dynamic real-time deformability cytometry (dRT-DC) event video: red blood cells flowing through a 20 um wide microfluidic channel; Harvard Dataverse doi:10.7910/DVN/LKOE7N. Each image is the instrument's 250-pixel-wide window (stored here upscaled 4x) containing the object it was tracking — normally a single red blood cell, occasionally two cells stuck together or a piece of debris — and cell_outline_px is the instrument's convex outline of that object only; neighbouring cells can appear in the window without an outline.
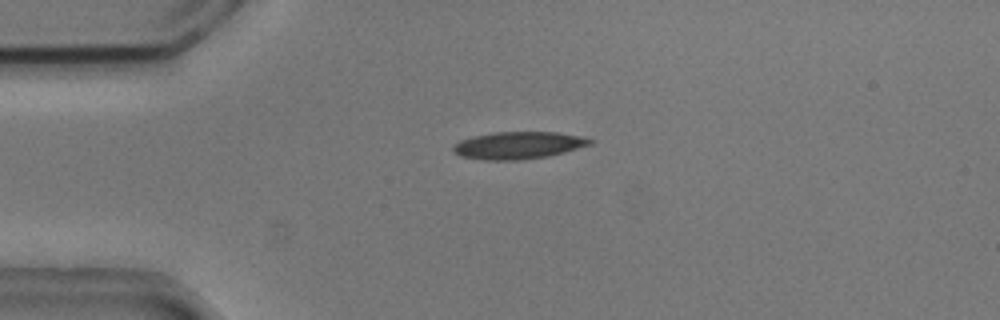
{"species": "common noctule bat (a hibernating species)", "species_latin": "Nyctalus noctula", "temperature_condition": "cold", "stored_images_in_passage": 46, "camera_frame_rate_fps": 3000, "um_per_image_px": 0.085, "animal": {"sex": "male", "body_mass_g": 20.5, "forearm_length_mm": 52.5}, "frame": {"image": 1, "passage_image": 6, "time_ms": 1.667, "image_size_px": [1000, 320], "cell_outline_px": [[592, 144], [564, 152], [548, 156], [520, 160], [488, 160], [460, 156], [452, 148], [460, 140], [476, 136], [496, 132], [556, 132], [580, 136], [592, 140]], "centroid_in_image_um": [44.08, 12.35], "position_along_channel_um": 40.9, "area_um2": 21.39}}
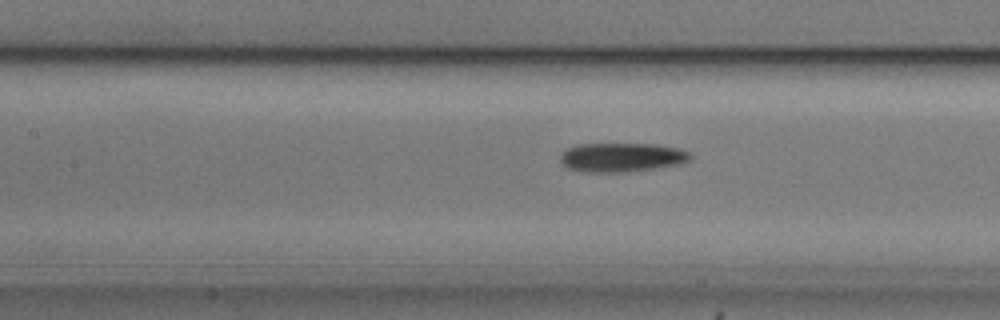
{"frame": {"image": 2, "passage_image": 17, "time_ms": 5.333, "image_size_px": [1000, 320], "cell_outline_px": [[692, 156], [688, 160], [676, 164], [652, 168], [620, 172], [584, 172], [568, 168], [560, 160], [560, 156], [568, 148], [580, 144], [656, 144], [676, 148], [688, 152]], "centroid_in_image_um": [52.8, 13.36], "position_along_channel_um": 154.6, "area_um2": 21.5}}
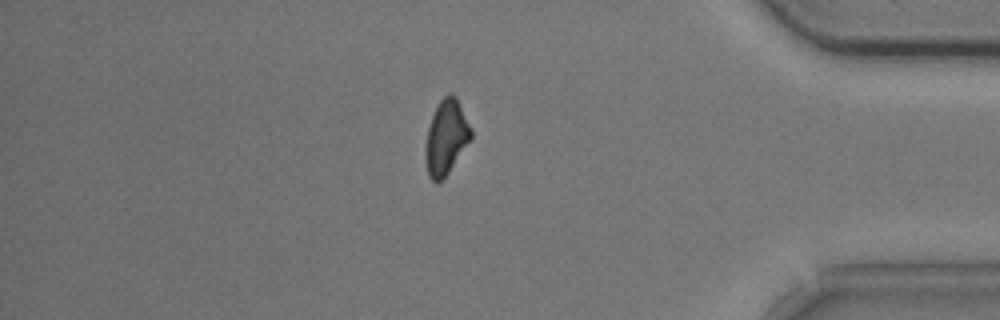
{"frame": {"image": 3, "passage_image": 39, "time_ms": 12.667, "image_size_px": [1000, 320], "cell_outline_px": [[472, 140], [448, 172], [440, 180], [432, 180], [428, 176], [424, 156], [424, 148], [428, 128], [432, 116], [440, 100], [448, 92], [452, 92], [456, 96], [472, 128]], "centroid_in_image_um": [37.93, 11.64], "position_along_channel_um": 397.3, "area_um2": 19.94}, "authors_computed_cell_mechanics": {"area_um2": 21.0681, "velocity_mm_per_s": 3.7432, "shape_relaxation_time_tau1_ms": 3.6179, "shape_relaxation_time_tau2_ms": null, "deformation_change_tau1": 0.1038, "deformation_change_tau2": null}}